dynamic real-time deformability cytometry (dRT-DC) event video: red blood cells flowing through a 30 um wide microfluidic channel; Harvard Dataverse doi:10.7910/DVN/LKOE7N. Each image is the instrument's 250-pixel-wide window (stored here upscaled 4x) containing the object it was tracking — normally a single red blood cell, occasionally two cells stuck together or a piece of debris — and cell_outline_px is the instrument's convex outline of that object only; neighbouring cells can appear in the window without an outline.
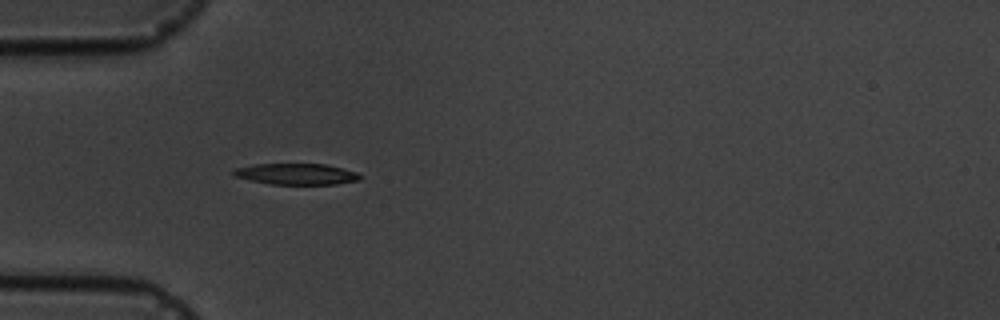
{"species": "common noctule bat (a hibernating species)", "species_latin": "Nyctalus noctula", "temperature_condition": "cold", "stored_images_in_passage": 5, "camera_frame_rate_fps": 3000, "um_per_image_px": 0.085, "animal": {"sex": "male", "body_mass_g": 19.5, "forearm_length_mm": 54.6}, "frame": {"image": 1, "passage_image": 4, "time_ms": 3.667, "image_size_px": [1000, 320], "cell_outline_px": [[364, 176], [360, 180], [336, 184], [272, 184], [232, 176], [232, 172], [236, 168], [256, 164], [324, 164], [344, 168], [356, 172]], "centroid_in_image_um": [25.24, 14.79], "position_along_channel_um": 59.8, "area_um2": 15.55}}
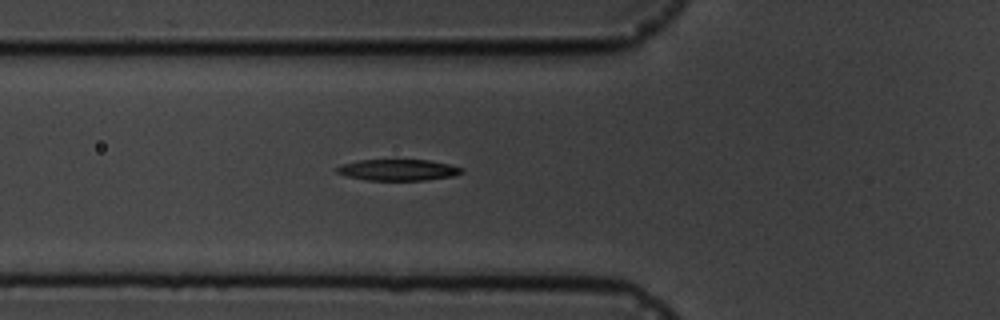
{"frame": {"image": 2, "passage_image": 5, "time_ms": 4.667, "image_size_px": [1000, 320], "cell_outline_px": [[464, 172], [452, 176], [424, 180], [368, 180], [348, 176], [336, 172], [336, 168], [340, 164], [360, 160], [428, 160], [448, 164], [464, 168]], "centroid_in_image_um": [33.84, 14.44], "position_along_channel_um": 92.0, "area_um2": 15.32}}